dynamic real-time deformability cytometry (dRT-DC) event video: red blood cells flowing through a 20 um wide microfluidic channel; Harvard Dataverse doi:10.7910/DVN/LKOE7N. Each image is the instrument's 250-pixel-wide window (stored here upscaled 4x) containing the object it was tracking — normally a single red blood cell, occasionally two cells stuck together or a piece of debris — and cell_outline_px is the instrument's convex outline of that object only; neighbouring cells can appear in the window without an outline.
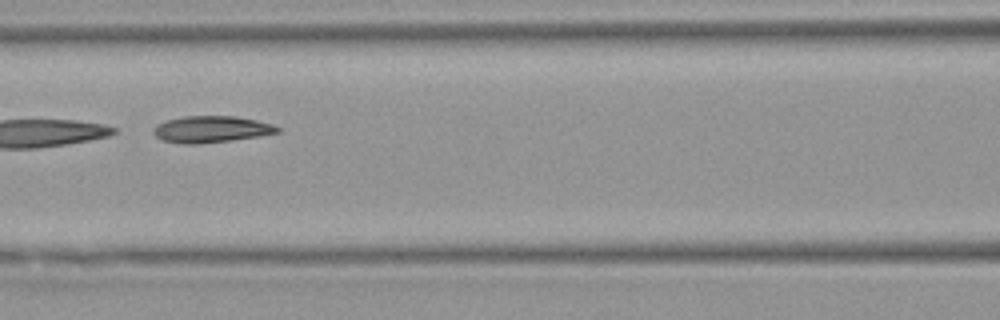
{"species": "Egyptian fruit bat (a non-hibernating species)", "species_latin": "Rousettus aegyptiacus", "temperature_condition": "warm", "stored_images_in_passage": 9, "camera_frame_rate_fps": 3000, "um_per_image_px": 0.085, "animal": {"sex": "female"}, "frame": {"image": 1, "passage_image": 8, "time_ms": 8.0, "image_size_px": [1000, 320], "cell_outline_px": [[280, 132], [260, 136], [232, 140], [200, 144], [180, 144], [160, 140], [152, 132], [152, 128], [156, 124], [164, 120], [184, 116], [236, 116], [256, 120], [272, 124], [280, 128]], "centroid_in_image_um": [17.9, 10.99], "position_along_channel_um": 148.7, "area_um2": 19.54}}
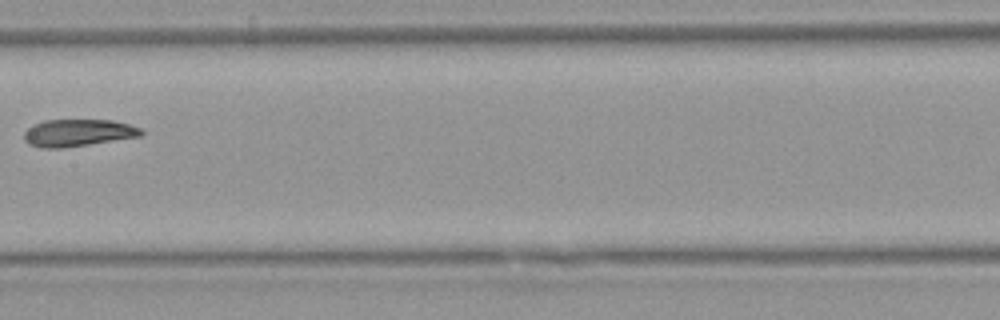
{"frame": {"image": 2, "passage_image": 9, "time_ms": 9.333, "image_size_px": [1000, 320], "cell_outline_px": [[144, 132], [140, 136], [88, 144], [60, 148], [40, 148], [28, 144], [24, 140], [24, 132], [32, 124], [44, 120], [112, 120], [128, 124], [140, 128]], "centroid_in_image_um": [6.57, 11.28], "position_along_channel_um": 200.8, "area_um2": 18.44}}